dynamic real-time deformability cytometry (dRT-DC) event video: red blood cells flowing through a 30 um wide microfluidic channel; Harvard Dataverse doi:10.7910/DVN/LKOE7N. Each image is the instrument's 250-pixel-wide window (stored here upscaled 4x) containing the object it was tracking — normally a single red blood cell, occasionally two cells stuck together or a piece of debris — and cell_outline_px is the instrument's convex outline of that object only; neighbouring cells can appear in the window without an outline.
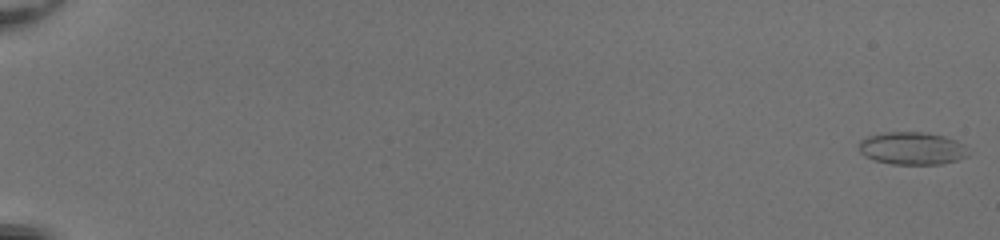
{"species": "common noctule bat (a hibernating species)", "species_latin": "Nyctalus noctula", "temperature_condition": "room temperature", "stored_images_in_passage": 54, "camera_frame_rate_fps": 3000, "um_per_image_px": 0.085, "animal": {"sex": "female", "body_mass_g": 20.0, "forearm_length_mm": 54.0}, "frame": {"image": 1, "passage_image": 1, "time_ms": 0.0, "image_size_px": [1000, 240], "cell_outline_px": [[968, 156], [956, 160], [940, 164], [892, 164], [876, 160], [864, 156], [860, 152], [860, 140], [868, 136], [884, 132], [924, 132], [944, 136], [956, 140], [964, 144], [968, 152]], "centroid_in_image_um": [77.54, 12.6], "position_along_channel_um": 7.5, "area_um2": 20.75}}
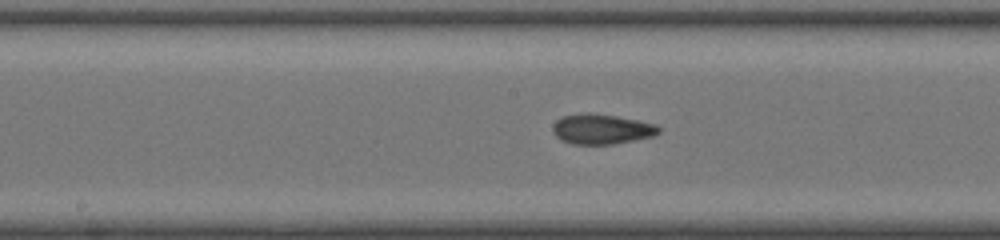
{"frame": {"image": 2, "passage_image": 31, "time_ms": 10.0, "image_size_px": [1000, 240], "cell_outline_px": [[660, 132], [652, 136], [612, 144], [572, 144], [560, 140], [552, 132], [552, 124], [556, 120], [564, 116], [588, 112], [592, 112], [616, 116], [656, 124], [660, 128]], "centroid_in_image_um": [51.09, 10.97], "position_along_channel_um": 197.1, "area_um2": 18.55}}
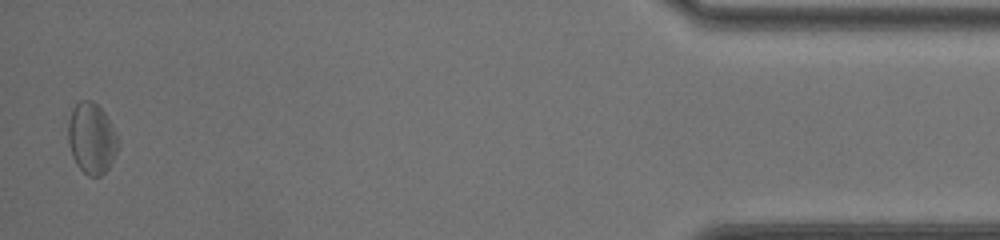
{"frame": {"image": 3, "passage_image": 53, "time_ms": 17.333, "image_size_px": [1000, 240], "cell_outline_px": [[120, 144], [108, 168], [100, 176], [88, 176], [76, 164], [72, 156], [68, 140], [68, 120], [72, 108], [80, 100], [92, 100], [104, 112], [112, 124], [116, 132]], "centroid_in_image_um": [7.79, 11.74], "position_along_channel_um": 427.4, "area_um2": 20.69}, "authors_computed_cell_mechanics": {"area_um2": 18.9295, "velocity_mm_per_s": 4.1102, "shape_relaxation_time_tau1_ms": null, "shape_relaxation_time_tau2_ms": 2.4741, "deformation_change_tau1": null, "deformation_change_tau2": 0.0859}}